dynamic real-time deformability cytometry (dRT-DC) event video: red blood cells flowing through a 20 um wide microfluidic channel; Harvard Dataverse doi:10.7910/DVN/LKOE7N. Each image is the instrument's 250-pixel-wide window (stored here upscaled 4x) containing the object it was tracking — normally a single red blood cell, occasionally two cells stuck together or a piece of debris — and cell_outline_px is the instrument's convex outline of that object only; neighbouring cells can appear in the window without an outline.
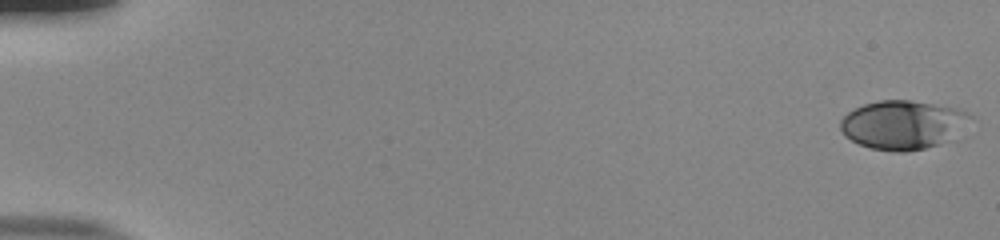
{"species": "human", "species_latin": "Homo sapiens", "temperature_condition": "room temperature", "stored_images_in_passage": 54, "camera_frame_rate_fps": 3000, "um_per_image_px": 0.085, "donor": {"sex": "male"}, "frame": {"image": 1, "passage_image": 1, "time_ms": 0.0, "image_size_px": [1000, 240], "cell_outline_px": [[972, 116], [940, 144], [924, 148], [904, 152], [896, 152], [872, 148], [860, 144], [844, 136], [840, 128], [840, 120], [848, 112], [864, 104], [880, 100], [912, 100], [956, 108], [968, 112]], "centroid_in_image_um": [76.64, 10.59], "position_along_channel_um": 8.4, "area_um2": 36.07}}
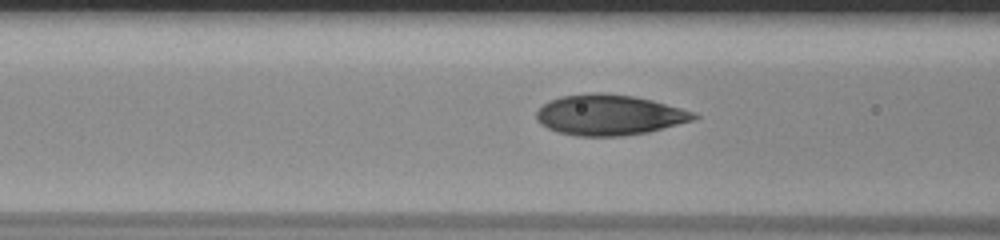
{"frame": {"image": 2, "passage_image": 23, "time_ms": 7.333, "image_size_px": [1000, 240], "cell_outline_px": [[700, 116], [692, 120], [648, 132], [624, 136], [576, 136], [556, 132], [540, 124], [536, 120], [536, 112], [548, 100], [560, 96], [592, 92], [604, 92], [632, 96], [652, 100], [696, 112]], "centroid_in_image_um": [51.75, 9.76], "position_along_channel_um": 114.8, "area_um2": 37.4}}
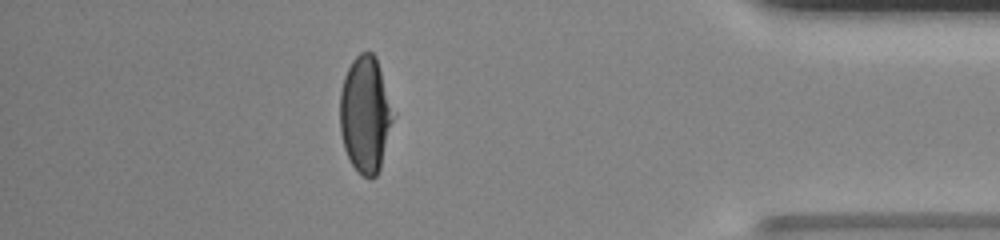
{"frame": {"image": 3, "passage_image": 48, "time_ms": 15.667, "image_size_px": [1000, 240], "cell_outline_px": [[396, 116], [380, 168], [376, 176], [372, 180], [368, 180], [352, 164], [344, 148], [340, 132], [340, 92], [344, 76], [352, 60], [360, 52], [372, 52], [376, 56], [396, 112]], "centroid_in_image_um": [31.09, 9.72], "position_along_channel_um": 404.1, "area_um2": 36.88}, "authors_computed_cell_mechanics": {"area_um2": 36.5296, "velocity_mm_per_s": 3.8793, "shape_relaxation_time_tau1_ms": 5.335, "shape_relaxation_time_tau2_ms": null, "deformation_change_tau1": 0.2091, "deformation_change_tau2": null}}